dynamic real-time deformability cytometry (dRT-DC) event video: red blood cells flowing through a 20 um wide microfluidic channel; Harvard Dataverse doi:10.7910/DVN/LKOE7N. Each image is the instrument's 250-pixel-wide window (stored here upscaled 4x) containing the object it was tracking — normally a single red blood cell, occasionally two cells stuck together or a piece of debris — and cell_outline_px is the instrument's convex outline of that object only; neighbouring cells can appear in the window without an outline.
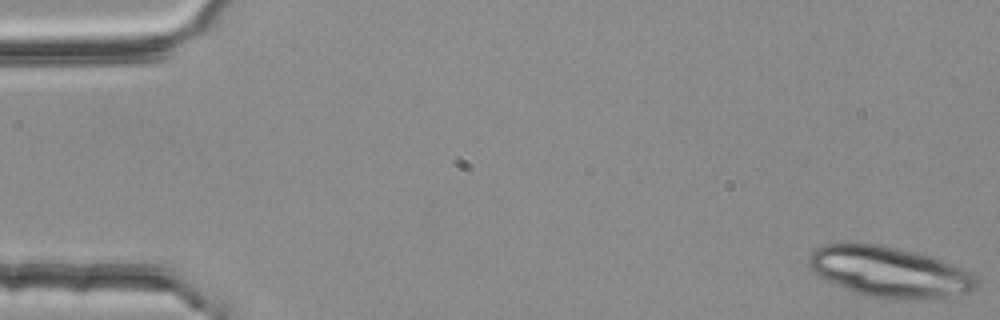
{"species": "common noctule bat (a hibernating species)", "species_latin": "Nyctalus noctula", "temperature_condition": "room temperature", "stored_images_in_passage": 52, "camera_frame_rate_fps": 3000, "um_per_image_px": 0.085, "animal": {"sex": "female", "body_mass_g": 25.1}, "frame": {"image": 1, "passage_image": 1, "time_ms": 0.0, "image_size_px": [1000, 320], "cell_outline_px": [[976, 288], [964, 292], [936, 300], [920, 300], [868, 296], [856, 292], [828, 280], [820, 276], [808, 264], [808, 256], [816, 248], [824, 244], [880, 244], [920, 252], [932, 256], [972, 272], [976, 276]], "centroid_in_image_um": [75.66, 23.1], "position_along_channel_um": 9.3, "area_um2": 49.07}}
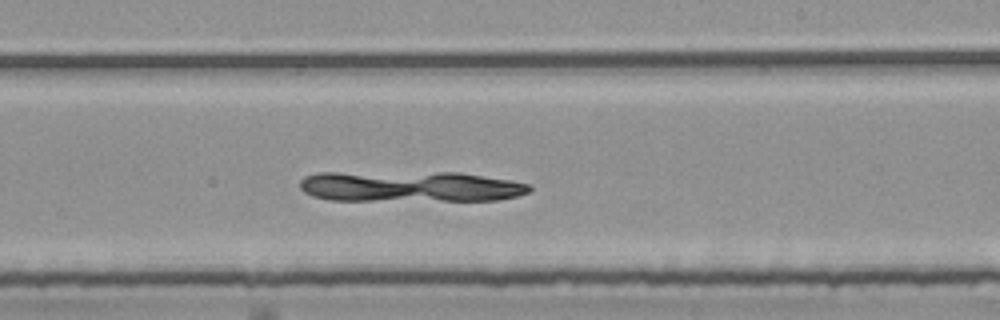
{"frame": {"image": 2, "passage_image": 32, "time_ms": 10.333, "image_size_px": [1000, 320], "cell_outline_px": [[532, 188], [528, 192], [520, 196], [496, 200], [328, 200], [312, 196], [304, 192], [300, 188], [300, 180], [304, 176], [316, 172], [460, 172], [512, 180], [528, 184]], "centroid_in_image_um": [34.84, 15.84], "position_along_channel_um": 254.2, "area_um2": 41.67}}
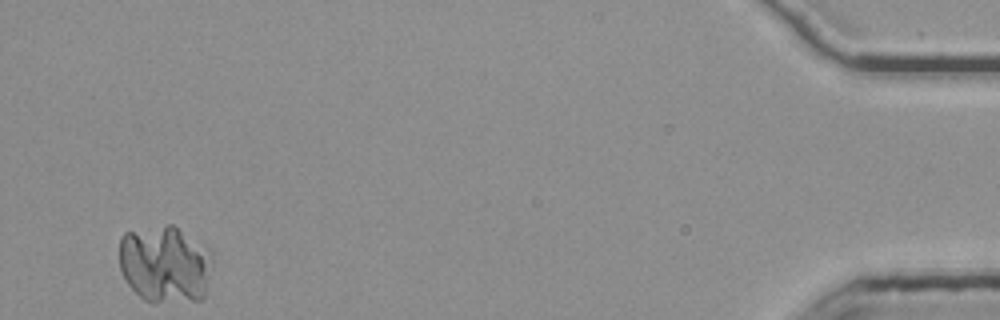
{"frame": {"image": 3, "passage_image": 52, "time_ms": 17.0, "image_size_px": [1000, 320], "cell_outline_px": [[212, 264], [204, 300], [156, 304], [152, 304], [144, 300], [128, 284], [120, 272], [120, 236], [124, 232], [168, 224], [172, 224], [212, 252]], "centroid_in_image_um": [14.02, 22.5], "position_along_channel_um": 421.2, "area_um2": 42.6}}